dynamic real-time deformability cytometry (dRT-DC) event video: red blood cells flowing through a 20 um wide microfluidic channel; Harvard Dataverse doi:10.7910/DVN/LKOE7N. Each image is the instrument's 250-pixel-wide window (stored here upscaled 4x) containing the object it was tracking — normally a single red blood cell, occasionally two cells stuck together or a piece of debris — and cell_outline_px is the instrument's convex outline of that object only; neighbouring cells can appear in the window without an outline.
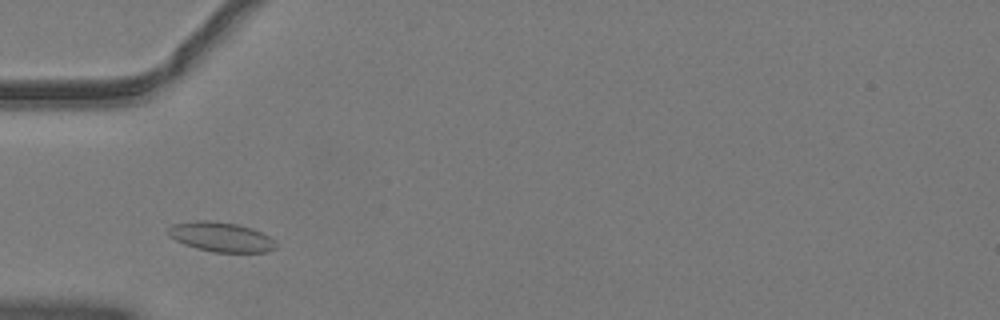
{"species": "common noctule bat (a hibernating species)", "species_latin": "Nyctalus noctula", "temperature_condition": "warm", "stored_images_in_passage": 23, "camera_frame_rate_fps": 3000, "um_per_image_px": 0.085, "animal": {"sex": "male", "body_mass_g": 19.2, "forearm_length_mm": 51.8}, "frame": {"image": 1, "passage_image": 2, "time_ms": 0.333, "image_size_px": [1000, 320], "cell_outline_px": [[276, 248], [268, 252], [212, 252], [196, 248], [184, 244], [168, 236], [168, 228], [172, 224], [196, 220], [208, 220], [236, 224], [252, 228], [276, 240]], "centroid_in_image_um": [18.78, 20.14], "position_along_channel_um": 66.2, "area_um2": 18.67}}
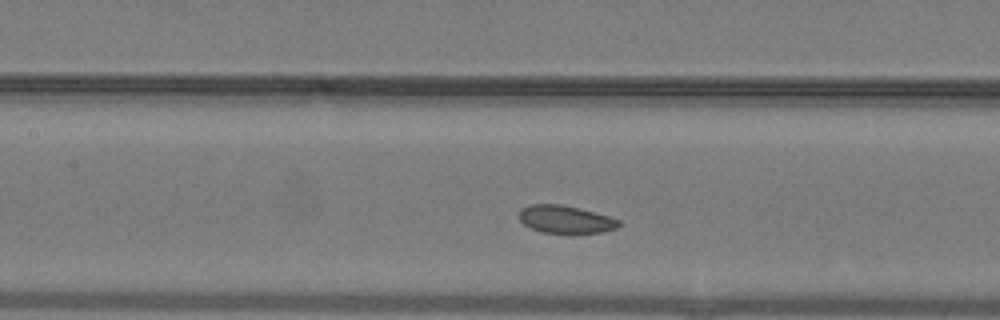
{"frame": {"image": 2, "passage_image": 9, "time_ms": 2.667, "image_size_px": [1000, 320], "cell_outline_px": [[620, 224], [616, 228], [600, 232], [572, 236], [544, 232], [532, 228], [524, 224], [520, 220], [520, 208], [528, 204], [560, 204], [608, 216], [620, 220]], "centroid_in_image_um": [48.06, 18.68], "position_along_channel_um": 159.3, "area_um2": 16.42}}
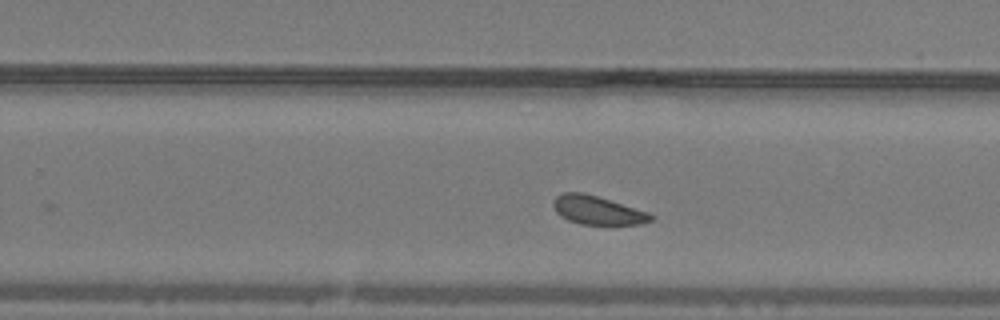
{"frame": {"image": 3, "passage_image": 18, "time_ms": 5.667, "image_size_px": [1000, 320], "cell_outline_px": [[652, 220], [640, 224], [612, 228], [580, 224], [568, 220], [560, 216], [556, 212], [552, 204], [552, 200], [556, 196], [564, 192], [584, 192], [648, 212], [652, 216]], "centroid_in_image_um": [50.78, 17.92], "position_along_channel_um": 279.0, "area_um2": 16.99}}